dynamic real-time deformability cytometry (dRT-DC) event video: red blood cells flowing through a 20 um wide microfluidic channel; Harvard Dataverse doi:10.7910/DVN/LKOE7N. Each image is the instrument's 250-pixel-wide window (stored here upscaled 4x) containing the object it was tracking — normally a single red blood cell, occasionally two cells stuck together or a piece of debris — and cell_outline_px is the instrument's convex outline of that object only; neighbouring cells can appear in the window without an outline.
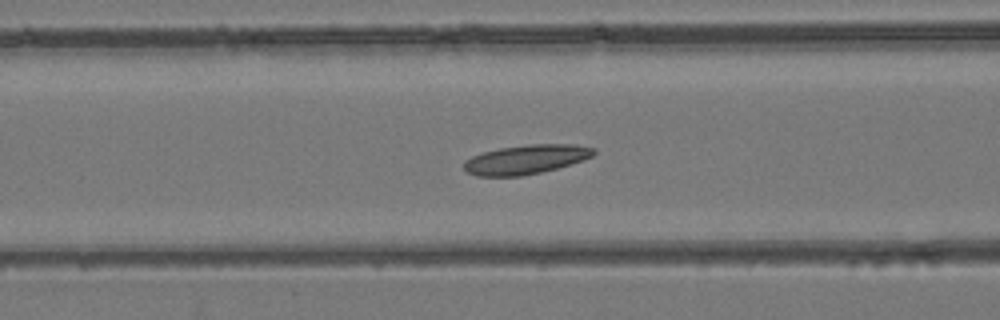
{"species": "common noctule bat (a hibernating species)", "species_latin": "Nyctalus noctula", "temperature_condition": "room temperature", "stored_images_in_passage": 51, "camera_frame_rate_fps": 3000, "um_per_image_px": 0.085, "animal": {"sex": "female", "body_mass_g": 24.6, "forearm_length_mm": 56.2}, "frame": {"image": 1, "passage_image": 21, "time_ms": 6.667, "image_size_px": [1000, 320], "cell_outline_px": [[596, 152], [592, 156], [584, 160], [556, 168], [540, 172], [520, 176], [476, 176], [468, 172], [464, 168], [464, 160], [472, 156], [484, 152], [500, 148], [528, 144], [576, 144], [596, 148]], "centroid_in_image_um": [44.73, 13.54], "position_along_channel_um": 121.9, "area_um2": 22.08}}
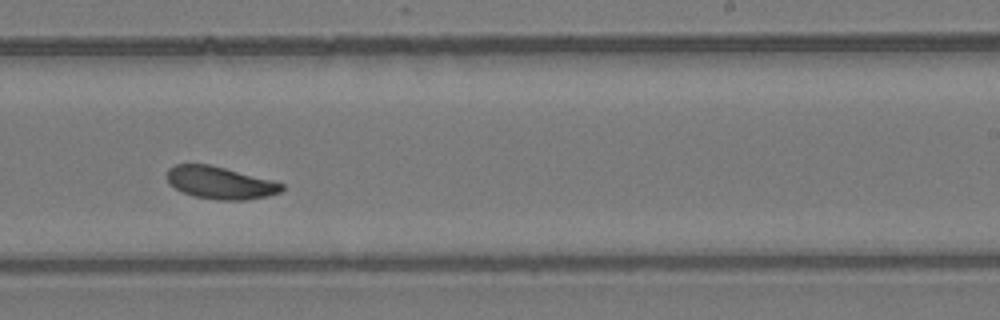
{"frame": {"image": 2, "passage_image": 32, "time_ms": 10.333, "image_size_px": [1000, 320], "cell_outline_px": [[284, 188], [280, 192], [264, 196], [244, 200], [220, 200], [192, 196], [168, 184], [168, 168], [176, 164], [208, 164], [272, 180], [284, 184]], "centroid_in_image_um": [18.69, 15.53], "position_along_channel_um": 270.3, "area_um2": 21.39}}
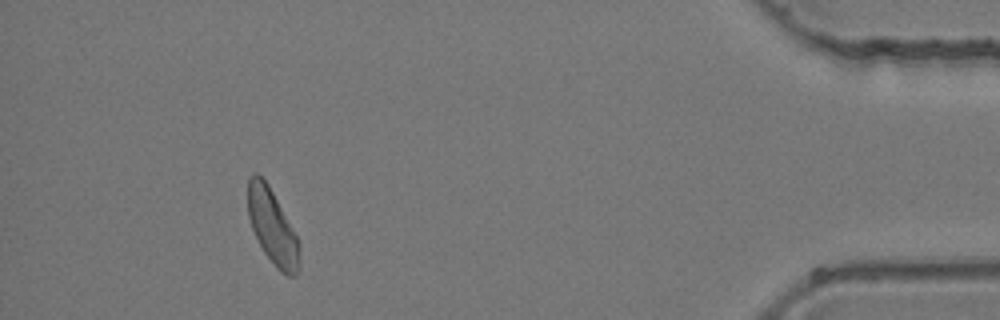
{"frame": {"image": 3, "passage_image": 47, "time_ms": 15.333, "image_size_px": [1000, 320], "cell_outline_px": [[300, 268], [296, 276], [288, 276], [280, 272], [276, 268], [264, 252], [252, 228], [248, 216], [248, 176], [256, 172], [268, 184], [296, 236], [300, 244]], "centroid_in_image_um": [23.16, 19.32], "position_along_channel_um": 412.0, "area_um2": 22.31}}